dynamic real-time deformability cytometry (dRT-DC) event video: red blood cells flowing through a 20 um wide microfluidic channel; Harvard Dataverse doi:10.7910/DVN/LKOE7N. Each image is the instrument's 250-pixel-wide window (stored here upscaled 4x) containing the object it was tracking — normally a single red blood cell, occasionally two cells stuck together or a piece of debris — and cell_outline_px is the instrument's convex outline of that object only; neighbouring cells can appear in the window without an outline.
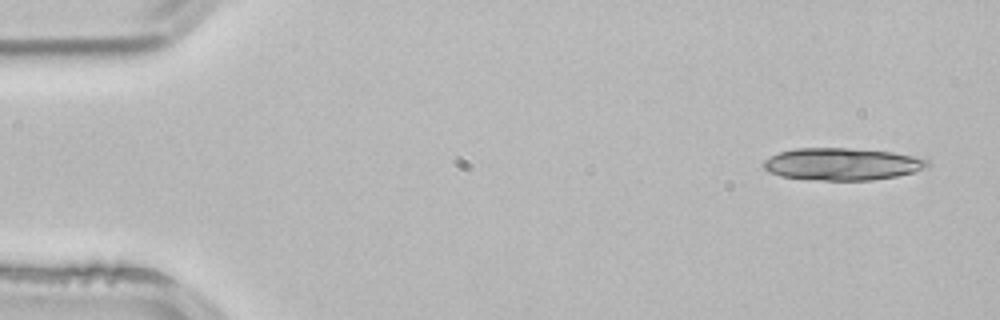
{"species": "common noctule bat (a hibernating species)", "species_latin": "Nyctalus noctula", "temperature_condition": "room temperature", "stored_images_in_passage": 3, "camera_frame_rate_fps": 3000, "um_per_image_px": 0.085, "animal": {"sex": "male", "body_mass_g": 21.5, "forearm_length_mm": 52.0}, "frame": {"image": 1, "passage_image": 1, "time_ms": 0.0, "image_size_px": [1000, 320], "cell_outline_px": [[932, 164], [916, 172], [896, 176], [872, 180], [824, 180], [780, 176], [768, 172], [764, 168], [764, 160], [780, 152], [796, 148], [848, 148], [892, 152], [924, 156]], "centroid_in_image_um": [71.67, 13.94], "position_along_channel_um": 13.3, "area_um2": 30.92}}